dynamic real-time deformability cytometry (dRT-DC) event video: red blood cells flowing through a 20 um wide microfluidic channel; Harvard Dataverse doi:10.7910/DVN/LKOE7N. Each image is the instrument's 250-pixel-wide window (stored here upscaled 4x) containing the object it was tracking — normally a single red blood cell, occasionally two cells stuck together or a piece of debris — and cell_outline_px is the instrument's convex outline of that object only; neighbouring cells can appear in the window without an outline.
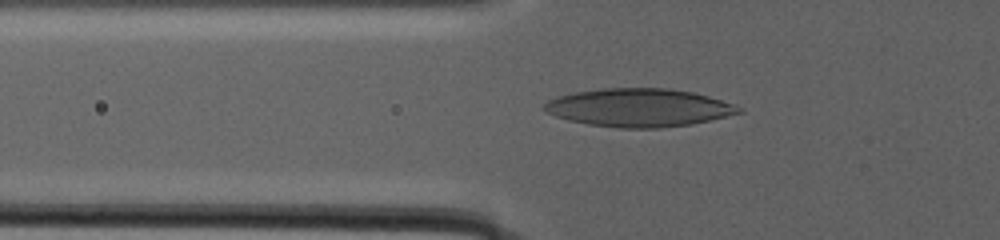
{"species": "human", "species_latin": "Homo sapiens", "temperature_condition": "warm", "stored_images_in_passage": 60, "camera_frame_rate_fps": 3000, "um_per_image_px": 0.085, "donor": {"sex": "male"}, "frame": {"image": 1, "passage_image": 25, "time_ms": 14.0, "image_size_px": [1000, 240], "cell_outline_px": [[744, 112], [692, 124], [660, 128], [620, 128], [588, 124], [568, 120], [556, 116], [540, 108], [548, 100], [556, 96], [572, 92], [600, 88], [668, 88], [692, 92], [708, 96], [736, 104], [744, 108]], "centroid_in_image_um": [54.31, 9.14], "position_along_channel_um": 71.5, "area_um2": 43.58}}
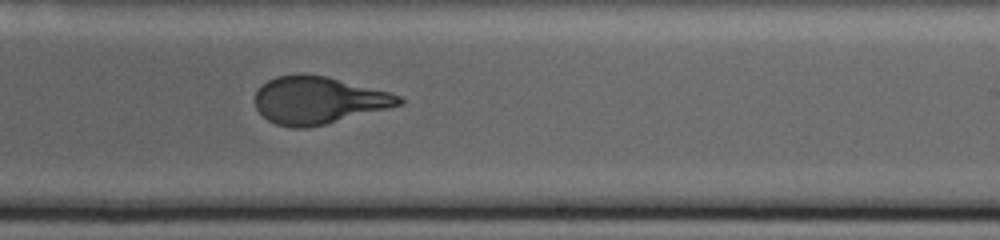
{"frame": {"image": 2, "passage_image": 44, "time_ms": 23.667, "image_size_px": [1000, 240], "cell_outline_px": [[404, 104], [324, 124], [304, 128], [292, 128], [276, 124], [268, 120], [256, 108], [256, 92], [268, 80], [276, 76], [300, 72], [328, 76], [388, 92], [400, 96], [404, 100]], "centroid_in_image_um": [27.05, 8.5], "position_along_channel_um": 262.0, "area_um2": 39.54}}
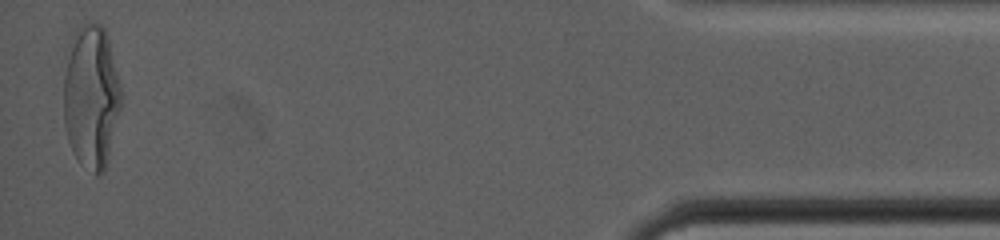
{"frame": {"image": 3, "passage_image": 60, "time_ms": 35.0, "image_size_px": [1000, 240], "cell_outline_px": [[120, 108], [104, 172], [96, 176], [80, 164], [72, 152], [68, 140], [64, 124], [64, 76], [72, 36], [76, 28], [88, 20], [96, 20], [104, 28], [108, 36], [120, 88]], "centroid_in_image_um": [7.73, 8.2], "position_along_channel_um": 427.5, "area_um2": 47.97}}